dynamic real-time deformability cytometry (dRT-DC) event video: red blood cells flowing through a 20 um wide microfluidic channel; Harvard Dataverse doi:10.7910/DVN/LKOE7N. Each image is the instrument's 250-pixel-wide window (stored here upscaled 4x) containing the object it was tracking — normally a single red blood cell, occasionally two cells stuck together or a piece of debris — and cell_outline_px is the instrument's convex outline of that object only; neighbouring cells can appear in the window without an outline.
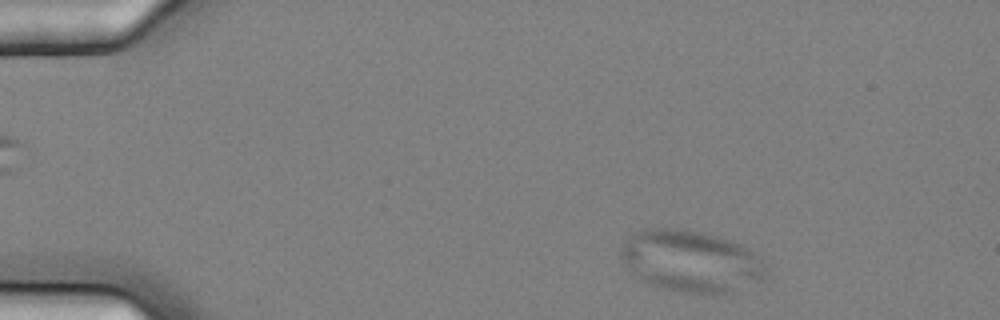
{"species": "common noctule bat (a hibernating species)", "species_latin": "Nyctalus noctula", "temperature_condition": "cold", "stored_images_in_passage": 50, "camera_frame_rate_fps": 3000, "um_per_image_px": 0.085, "animal": {"sex": "female", "body_mass_g": 25.1}, "frame": {"image": 1, "passage_image": 2, "time_ms": 0.333, "image_size_px": [1000, 320], "cell_outline_px": [[764, 280], [732, 292], [684, 292], [664, 288], [648, 284], [640, 280], [620, 256], [620, 244], [628, 236], [640, 228], [684, 228], [700, 232], [728, 240], [740, 244], [748, 248], [764, 264]], "centroid_in_image_um": [58.67, 22.17], "position_along_channel_um": 26.3, "area_um2": 51.79}}
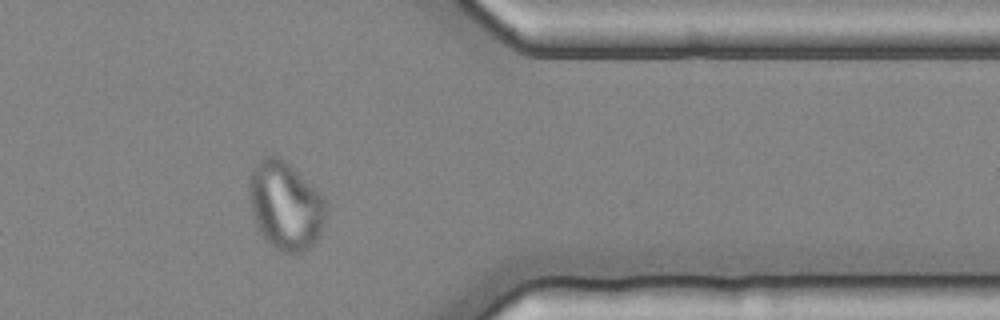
{"frame": {"image": 2, "passage_image": 40, "time_ms": 13.0, "image_size_px": [1000, 320], "cell_outline_px": [[328, 216], [316, 240], [308, 248], [300, 252], [284, 252], [276, 248], [260, 232], [256, 224], [252, 212], [248, 192], [248, 184], [252, 168], [264, 156], [276, 156], [284, 160], [320, 192], [324, 196], [328, 204]], "centroid_in_image_um": [24.29, 17.45], "position_along_channel_um": 387.1, "area_um2": 39.42}}